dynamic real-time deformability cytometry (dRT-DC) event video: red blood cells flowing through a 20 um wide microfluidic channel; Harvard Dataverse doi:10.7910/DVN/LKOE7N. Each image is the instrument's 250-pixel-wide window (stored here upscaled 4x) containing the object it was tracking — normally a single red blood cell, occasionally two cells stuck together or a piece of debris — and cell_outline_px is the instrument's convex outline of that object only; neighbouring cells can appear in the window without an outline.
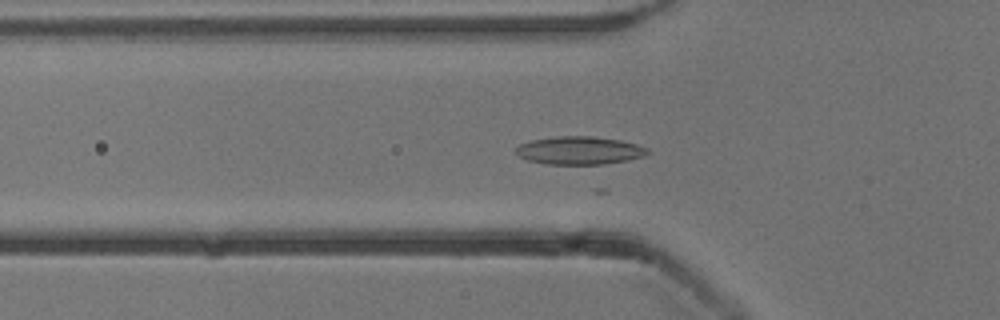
{"species": "common noctule bat (a hibernating species)", "species_latin": "Nyctalus noctula", "temperature_condition": "cold", "stored_images_in_passage": 25, "camera_frame_rate_fps": 3000, "um_per_image_px": 0.085, "animal": {"sex": "male", "body_mass_g": 13.3}, "frame": {"image": 1, "passage_image": 17, "time_ms": 5.333, "image_size_px": [1000, 320], "cell_outline_px": [[652, 152], [644, 156], [628, 160], [604, 164], [548, 164], [528, 160], [520, 156], [516, 152], [516, 148], [520, 144], [532, 140], [560, 136], [592, 136], [620, 140], [636, 144], [648, 148]], "centroid_in_image_um": [49.3, 12.79], "position_along_channel_um": 76.5, "area_um2": 21.39}}
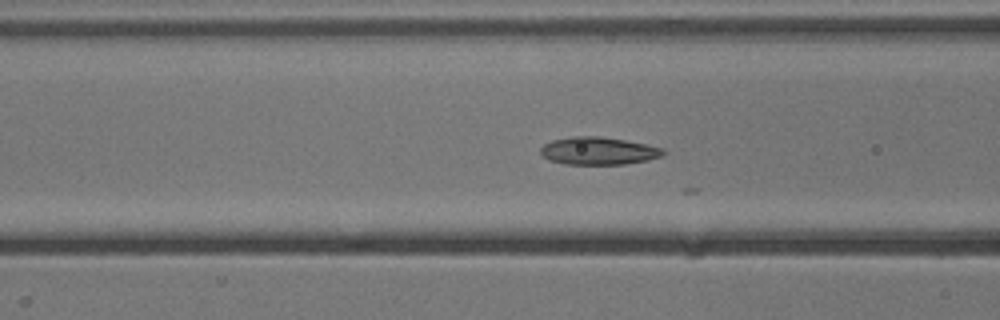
{"frame": {"image": 2, "passage_image": 20, "time_ms": 6.333, "image_size_px": [1000, 320], "cell_outline_px": [[668, 152], [664, 156], [648, 160], [624, 164], [564, 164], [548, 160], [540, 152], [540, 148], [544, 144], [552, 140], [572, 136], [600, 136], [624, 140], [664, 148]], "centroid_in_image_um": [50.89, 12.83], "position_along_channel_um": 115.7, "area_um2": 19.88}}
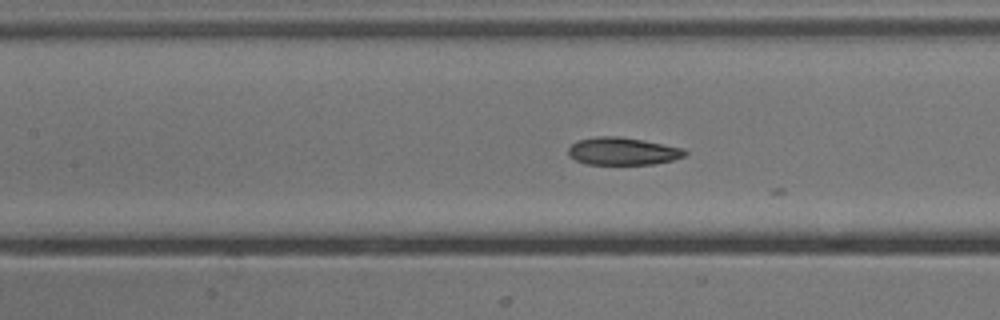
{"frame": {"image": 3, "passage_image": 23, "time_ms": 7.333, "image_size_px": [1000, 320], "cell_outline_px": [[688, 152], [684, 156], [672, 160], [656, 164], [584, 164], [568, 156], [568, 148], [576, 140], [596, 136], [620, 136], [684, 148]], "centroid_in_image_um": [52.9, 12.85], "position_along_channel_um": 154.5, "area_um2": 18.84}}